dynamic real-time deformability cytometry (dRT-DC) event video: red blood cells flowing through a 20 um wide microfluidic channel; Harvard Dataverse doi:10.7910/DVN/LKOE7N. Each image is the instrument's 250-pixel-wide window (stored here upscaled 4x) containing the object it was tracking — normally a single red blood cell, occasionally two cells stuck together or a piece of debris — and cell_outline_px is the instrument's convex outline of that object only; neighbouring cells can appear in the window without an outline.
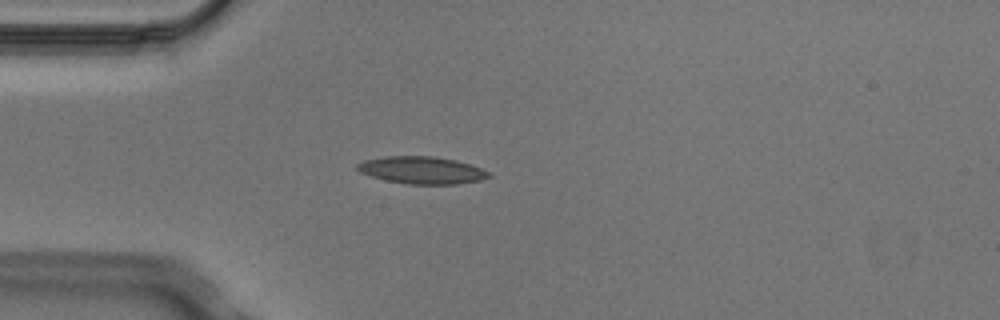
{"species": "Egyptian fruit bat (a non-hibernating species)", "species_latin": "Rousettus aegyptiacus", "temperature_condition": "cold", "stored_images_in_passage": 3, "camera_frame_rate_fps": 3000, "um_per_image_px": 0.085, "animal": {"sex": "male"}, "frame": {"image": 1, "passage_image": 3, "time_ms": 0.667, "image_size_px": [1000, 320], "cell_outline_px": [[492, 176], [480, 180], [456, 184], [408, 184], [384, 180], [360, 172], [356, 168], [356, 164], [364, 160], [384, 156], [432, 156], [456, 160], [480, 168], [488, 172]], "centroid_in_image_um": [35.82, 14.46], "position_along_channel_um": 49.2, "area_um2": 20.81}}